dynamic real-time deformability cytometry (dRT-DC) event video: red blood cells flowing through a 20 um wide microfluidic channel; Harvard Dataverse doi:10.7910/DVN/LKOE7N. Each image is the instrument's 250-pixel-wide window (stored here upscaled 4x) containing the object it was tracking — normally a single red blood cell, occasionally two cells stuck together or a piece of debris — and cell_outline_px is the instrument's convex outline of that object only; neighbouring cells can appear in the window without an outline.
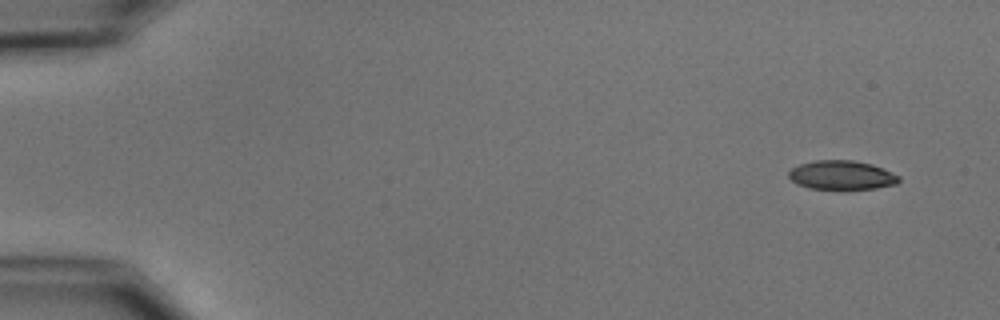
{"species": "common noctule bat (a hibernating species)", "species_latin": "Nyctalus noctula", "temperature_condition": "cold", "stored_images_in_passage": 6, "camera_frame_rate_fps": 3000, "um_per_image_px": 0.085, "animal": {"sex": "male", "body_mass_g": 15.6}, "frame": {"image": 1, "passage_image": 1, "time_ms": 0.0, "image_size_px": [1000, 320], "cell_outline_px": [[900, 180], [896, 184], [876, 188], [808, 188], [796, 184], [788, 176], [788, 172], [792, 168], [800, 164], [816, 160], [852, 160], [872, 164], [900, 176]], "centroid_in_image_um": [71.53, 14.87], "position_along_channel_um": 13.5, "area_um2": 18.38}}
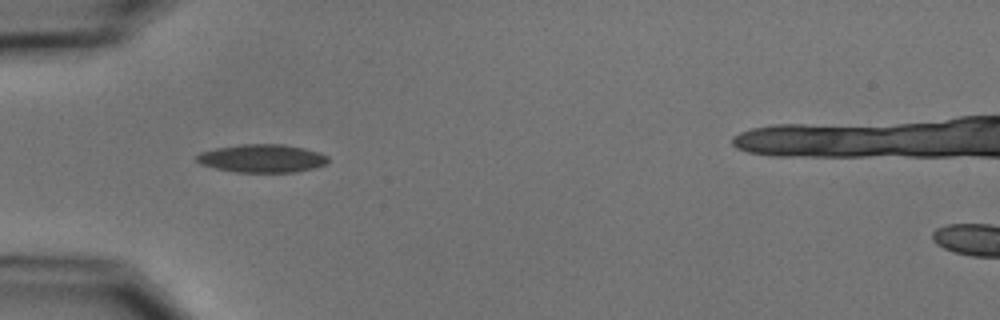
{"frame": {"image": 2, "passage_image": 5, "time_ms": 4.667, "image_size_px": [1000, 320], "cell_outline_px": [[328, 164], [316, 168], [296, 172], [236, 172], [216, 168], [200, 164], [196, 160], [196, 156], [200, 152], [216, 148], [244, 144], [280, 144], [304, 148], [320, 152], [328, 156]], "centroid_in_image_um": [22.31, 13.47], "position_along_channel_um": 62.7, "area_um2": 21.62}}